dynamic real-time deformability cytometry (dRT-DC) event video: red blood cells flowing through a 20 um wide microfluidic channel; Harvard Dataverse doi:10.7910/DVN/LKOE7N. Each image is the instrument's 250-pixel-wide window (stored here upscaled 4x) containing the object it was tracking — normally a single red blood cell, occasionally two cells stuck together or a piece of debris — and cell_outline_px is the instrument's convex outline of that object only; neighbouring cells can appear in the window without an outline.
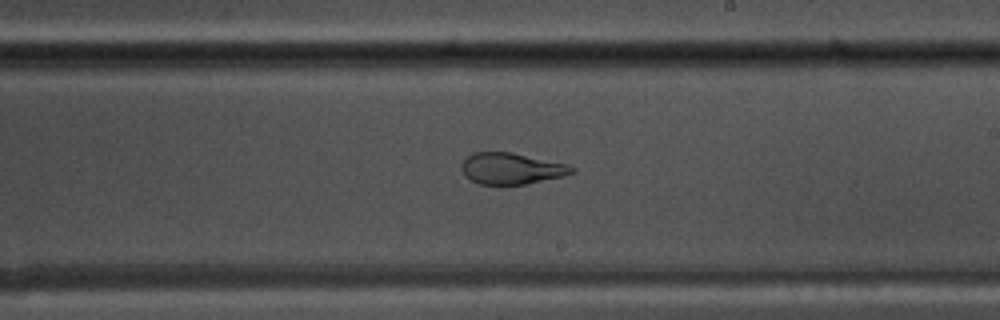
{"species": "common noctule bat (a hibernating species)", "species_latin": "Nyctalus noctula", "temperature_condition": "warm", "stored_images_in_passage": 54, "camera_frame_rate_fps": 3000, "um_per_image_px": 0.085, "animal": {"sex": "male", "body_mass_g": 17.5, "forearm_length_mm": 52.3}, "frame": {"image": 1, "passage_image": 32, "time_ms": 10.333, "image_size_px": [1000, 320], "cell_outline_px": [[576, 172], [564, 176], [524, 184], [480, 184], [464, 176], [460, 168], [460, 164], [472, 152], [512, 152], [568, 164], [576, 168]], "centroid_in_image_um": [43.47, 14.31], "position_along_channel_um": 245.5, "area_um2": 20.23}}
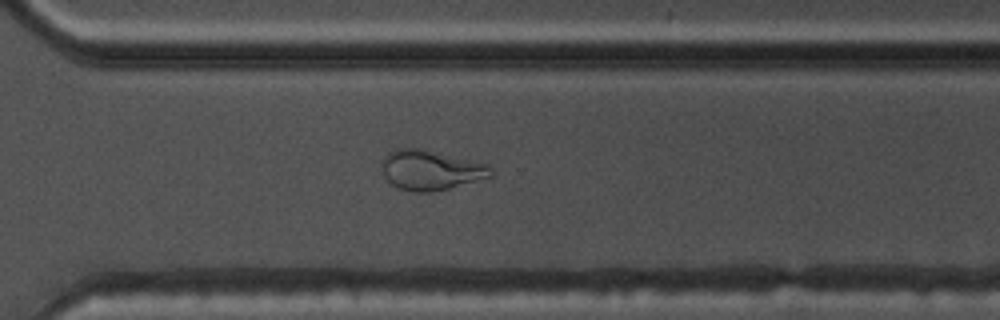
{"frame": {"image": 2, "passage_image": 39, "time_ms": 12.667, "image_size_px": [1000, 320], "cell_outline_px": [[492, 176], [436, 192], [416, 192], [400, 188], [392, 184], [384, 176], [380, 164], [384, 156], [388, 152], [396, 148], [420, 148], [472, 160], [488, 164], [492, 172]], "centroid_in_image_um": [36.58, 14.45], "position_along_channel_um": 334.0, "area_um2": 25.37}}
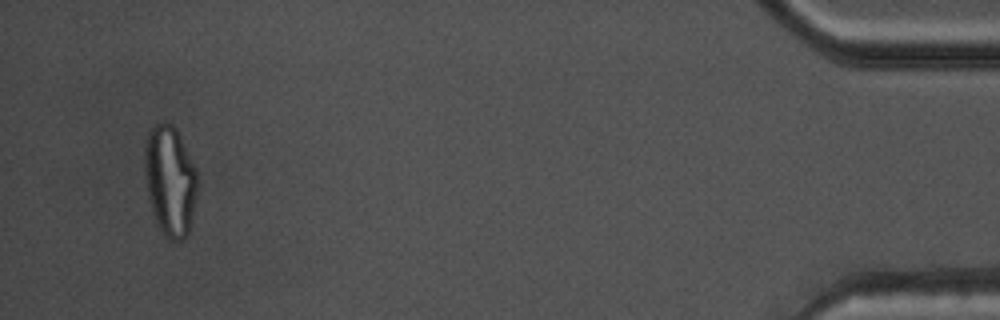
{"frame": {"image": 3, "passage_image": 52, "time_ms": 17.0, "image_size_px": [1000, 320], "cell_outline_px": [[196, 192], [188, 232], [180, 240], [168, 240], [164, 236], [152, 212], [144, 184], [144, 144], [148, 132], [160, 120], [164, 120], [172, 124], [176, 128], [196, 168]], "centroid_in_image_um": [14.4, 15.3], "position_along_channel_um": 420.8, "area_um2": 33.99}, "authors_computed_cell_mechanics": {"area_um2": 25.3453, "velocity_mm_per_s": 3.8033, "shape_relaxation_time_tau1_ms": 6.8898, "shape_relaxation_time_tau2_ms": 0.8362, "deformation_change_tau1": 0.2644, "deformation_change_tau2": 0.0842}}